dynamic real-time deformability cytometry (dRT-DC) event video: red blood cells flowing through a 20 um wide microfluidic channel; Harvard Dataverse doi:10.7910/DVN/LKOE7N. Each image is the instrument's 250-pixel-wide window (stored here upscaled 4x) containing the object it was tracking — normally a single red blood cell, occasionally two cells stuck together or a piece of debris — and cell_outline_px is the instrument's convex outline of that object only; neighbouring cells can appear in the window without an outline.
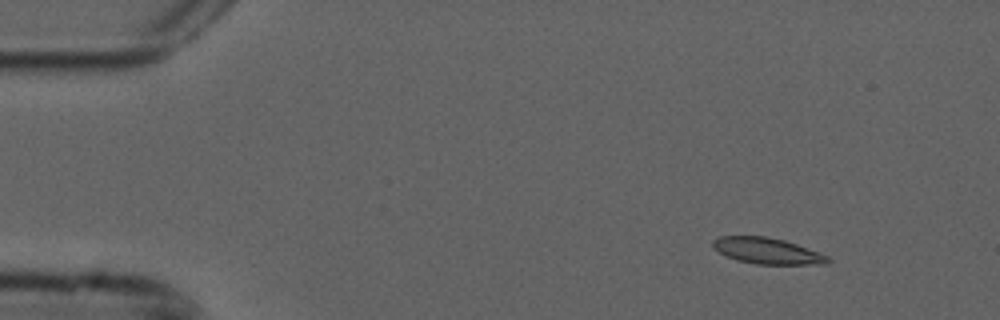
{"species": "common noctule bat (a hibernating species)", "species_latin": "Nyctalus noctula", "temperature_condition": "cold", "stored_images_in_passage": 7, "camera_frame_rate_fps": 3000, "um_per_image_px": 0.085, "animal": {"sex": "male", "forearm_length_mm": 52.5}, "frame": {"image": 1, "passage_image": 2, "time_ms": 0.333, "image_size_px": [1000, 320], "cell_outline_px": [[832, 260], [828, 264], [756, 264], [736, 260], [712, 248], [712, 240], [720, 236], [764, 236], [784, 240], [796, 244], [828, 256]], "centroid_in_image_um": [65.2, 21.32], "position_along_channel_um": 19.8, "area_um2": 17.4}}
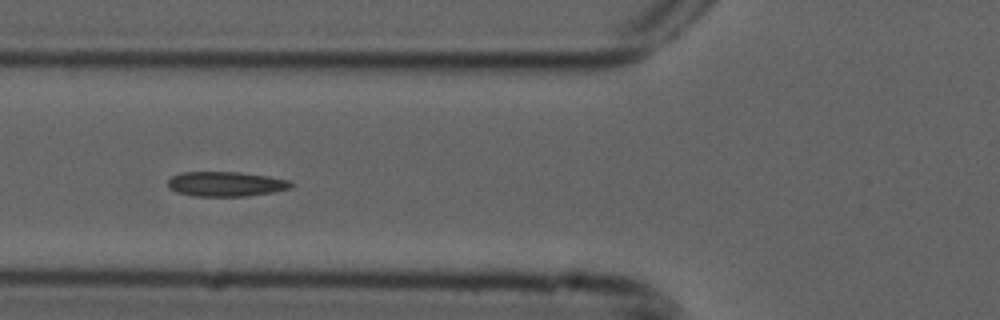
{"frame": {"image": 2, "passage_image": 6, "time_ms": 1.667, "image_size_px": [1000, 320], "cell_outline_px": [[296, 184], [292, 188], [272, 192], [248, 196], [196, 196], [176, 192], [168, 188], [168, 180], [172, 176], [180, 172], [240, 172], [268, 176], [288, 180]], "centroid_in_image_um": [19.21, 15.64], "position_along_channel_um": 106.6, "area_um2": 17.92}}
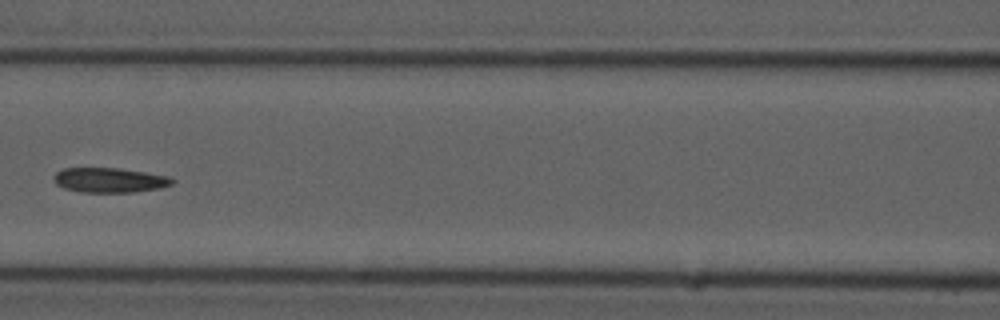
{"frame": {"image": 3, "passage_image": 7, "time_ms": 2.0, "image_size_px": [1000, 320], "cell_outline_px": [[176, 180], [172, 184], [160, 188], [132, 192], [80, 192], [64, 188], [56, 184], [52, 180], [52, 176], [56, 172], [64, 168], [120, 168], [172, 176]], "centroid_in_image_um": [9.32, 15.3], "position_along_channel_um": 157.3, "area_um2": 17.34}}